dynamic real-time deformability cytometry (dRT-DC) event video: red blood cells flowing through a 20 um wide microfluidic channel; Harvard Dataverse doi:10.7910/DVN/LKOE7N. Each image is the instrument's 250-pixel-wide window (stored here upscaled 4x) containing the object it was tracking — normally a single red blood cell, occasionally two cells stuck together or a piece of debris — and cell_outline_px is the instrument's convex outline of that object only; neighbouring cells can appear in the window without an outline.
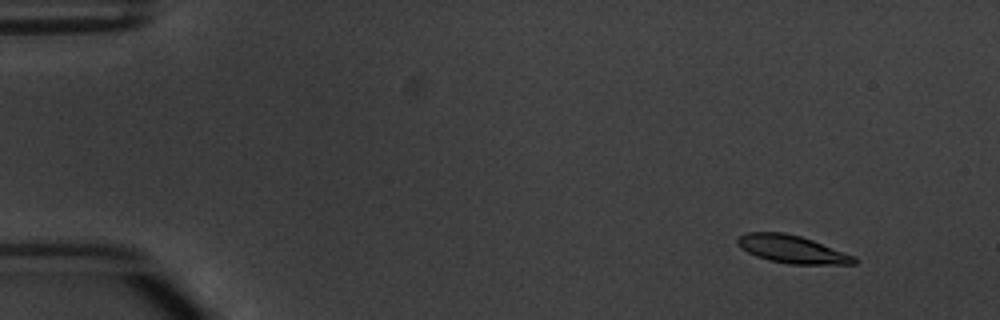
{"species": "common noctule bat (a hibernating species)", "species_latin": "Nyctalus noctula", "temperature_condition": "warm", "stored_images_in_passage": 5, "camera_frame_rate_fps": 3000, "um_per_image_px": 0.085, "animal": {"sex": "male", "body_mass_g": 20.1, "forearm_length_mm": 53.5}, "frame": {"image": 1, "passage_image": 2, "time_ms": 1.333, "image_size_px": [1000, 320], "cell_outline_px": [[860, 260], [856, 264], [788, 264], [768, 260], [756, 256], [740, 248], [736, 244], [736, 236], [748, 232], [784, 232], [800, 236], [812, 240], [856, 256]], "centroid_in_image_um": [67.31, 21.18], "position_along_channel_um": 17.7, "area_um2": 19.13}}
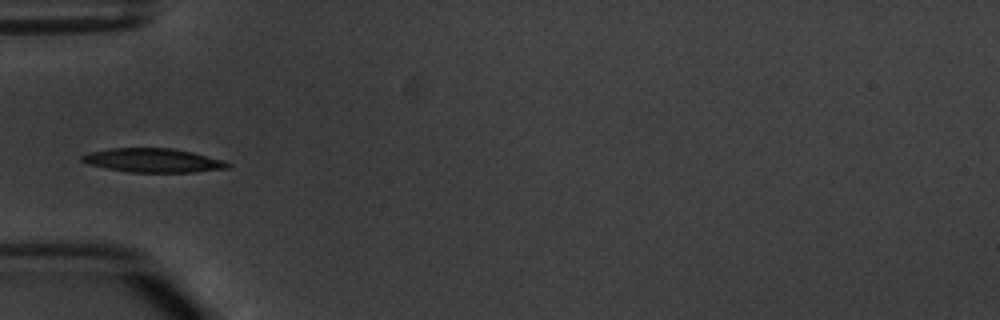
{"frame": {"image": 2, "passage_image": 5, "time_ms": 5.667, "image_size_px": [1000, 320], "cell_outline_px": [[232, 168], [196, 172], [128, 172], [88, 164], [80, 160], [80, 156], [92, 152], [112, 148], [172, 148], [192, 152], [224, 160], [232, 164]], "centroid_in_image_um": [13.08, 13.64], "position_along_channel_um": 71.9, "area_um2": 20.35}}